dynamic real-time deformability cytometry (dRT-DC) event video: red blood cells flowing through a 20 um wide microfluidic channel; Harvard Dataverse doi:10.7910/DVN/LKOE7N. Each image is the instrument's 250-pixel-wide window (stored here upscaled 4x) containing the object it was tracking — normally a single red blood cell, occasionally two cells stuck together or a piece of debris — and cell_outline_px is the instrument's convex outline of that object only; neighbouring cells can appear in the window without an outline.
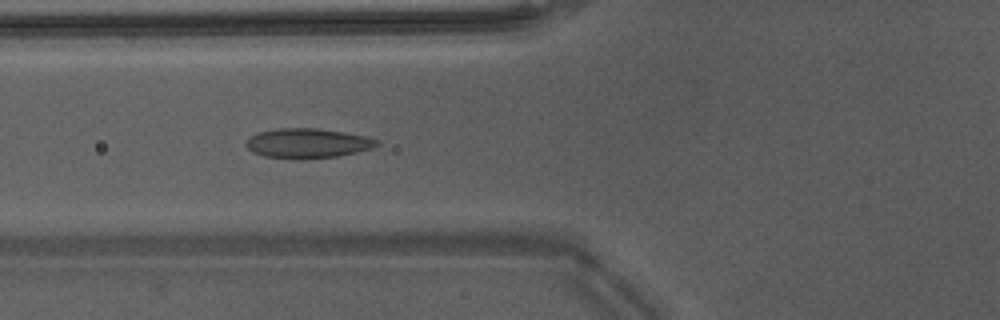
{"species": "Egyptian fruit bat (a non-hibernating species)", "species_latin": "Rousettus aegyptiacus", "temperature_condition": "warm", "stored_images_in_passage": 40, "camera_frame_rate_fps": 3000, "um_per_image_px": 0.085, "animal": {"sex": "male"}, "frame": {"image": 1, "passage_image": 11, "time_ms": 3.333, "image_size_px": [1000, 320], "cell_outline_px": [[380, 144], [372, 148], [356, 152], [336, 156], [292, 160], [264, 156], [252, 152], [244, 144], [252, 136], [260, 132], [280, 128], [316, 128], [344, 132], [368, 136], [380, 140]], "centroid_in_image_um": [26.17, 12.18], "position_along_channel_um": 99.6, "area_um2": 22.72}}
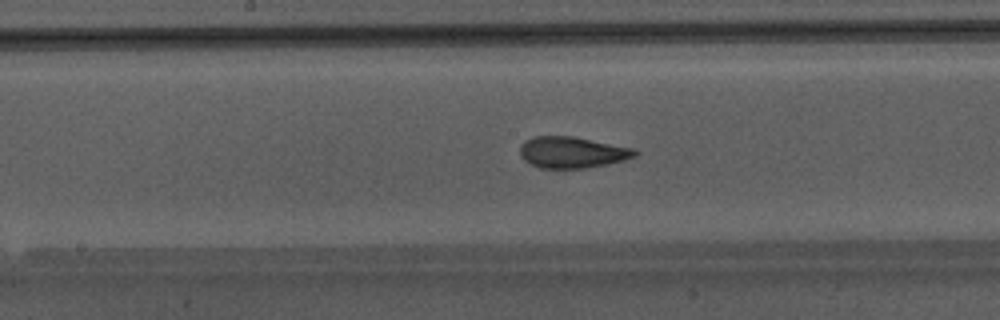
{"frame": {"image": 2, "passage_image": 18, "time_ms": 5.667, "image_size_px": [1000, 320], "cell_outline_px": [[640, 152], [636, 156], [624, 160], [584, 168], [540, 168], [524, 160], [520, 156], [520, 144], [524, 140], [532, 136], [572, 136], [632, 148]], "centroid_in_image_um": [48.59, 12.94], "position_along_channel_um": 199.6, "area_um2": 20.87}}
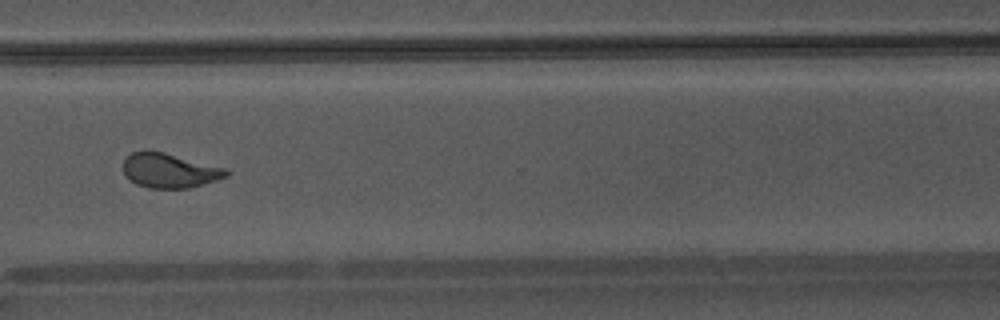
{"frame": {"image": 3, "passage_image": 29, "time_ms": 9.333, "image_size_px": [1000, 320], "cell_outline_px": [[228, 176], [216, 180], [188, 188], [148, 188], [136, 184], [124, 172], [124, 160], [132, 152], [144, 148], [164, 152], [224, 168], [228, 172]], "centroid_in_image_um": [14.37, 14.47], "position_along_channel_um": 356.2, "area_um2": 20.58}, "authors_computed_cell_mechanics": {"area_um2": 21.0103, "velocity_mm_per_s": 4.2794, "shape_relaxation_time_tau1_ms": 9.4018, "shape_relaxation_time_tau2_ms": 1.0902, "deformation_change_tau1": 0.244, "deformation_change_tau2": 0.0753}}